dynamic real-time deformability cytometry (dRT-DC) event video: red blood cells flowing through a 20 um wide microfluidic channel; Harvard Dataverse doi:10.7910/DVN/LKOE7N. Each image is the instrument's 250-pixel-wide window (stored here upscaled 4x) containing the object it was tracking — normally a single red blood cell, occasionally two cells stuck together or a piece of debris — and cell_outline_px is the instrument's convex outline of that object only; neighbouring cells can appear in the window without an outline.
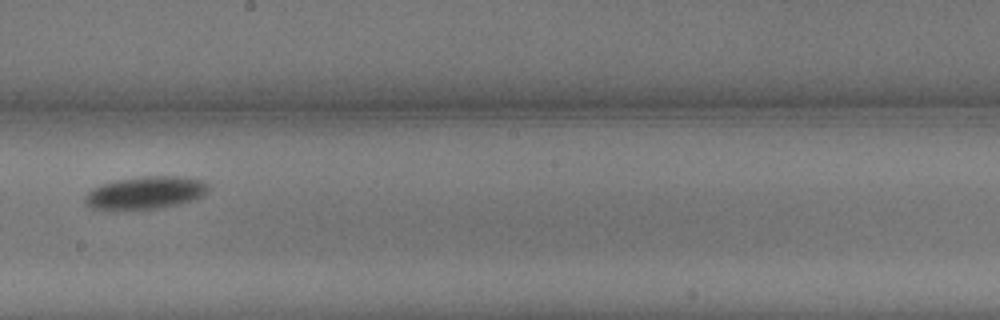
{"species": "common noctule bat (a hibernating species)", "species_latin": "Nyctalus noctula", "temperature_condition": "warm", "stored_images_in_passage": 11, "camera_frame_rate_fps": 3000, "um_per_image_px": 0.085, "animal": {"sex": "male", "body_mass_g": 13.3}, "frame": {"image": 1, "passage_image": 7, "time_ms": 2.0, "image_size_px": [1000, 320], "cell_outline_px": [[208, 188], [204, 196], [196, 200], [156, 208], [116, 212], [104, 212], [92, 208], [84, 204], [84, 196], [92, 188], [100, 184], [116, 180], [144, 176], [184, 176], [204, 180], [208, 184]], "centroid_in_image_um": [12.3, 16.41], "position_along_channel_um": 235.9, "area_um2": 24.39}}